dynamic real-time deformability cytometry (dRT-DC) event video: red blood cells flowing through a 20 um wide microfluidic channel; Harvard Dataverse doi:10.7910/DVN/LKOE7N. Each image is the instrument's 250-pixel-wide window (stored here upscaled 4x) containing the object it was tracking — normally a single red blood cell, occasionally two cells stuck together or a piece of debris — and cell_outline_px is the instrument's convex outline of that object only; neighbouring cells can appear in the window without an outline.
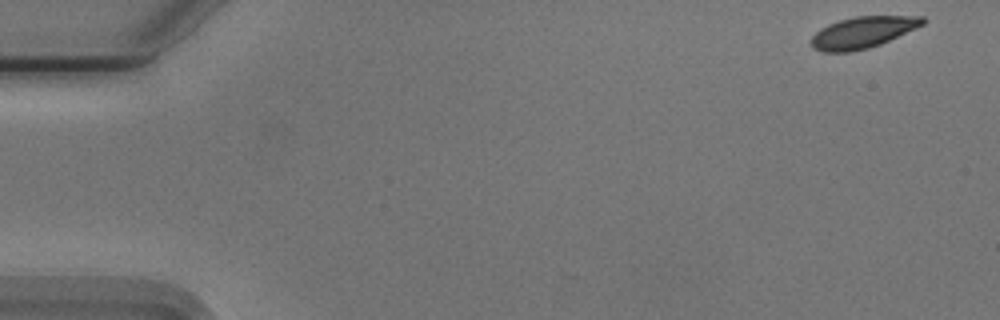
{"species": "Egyptian fruit bat (a non-hibernating species)", "species_latin": "Rousettus aegyptiacus", "temperature_condition": "cold", "stored_images_in_passage": 6, "camera_frame_rate_fps": 3000, "um_per_image_px": 0.085, "animal": {"sex": "male"}, "frame": {"image": 1, "passage_image": 1, "time_ms": 0.0, "image_size_px": [1000, 320], "cell_outline_px": [[928, 20], [924, 24], [880, 44], [868, 48], [848, 52], [824, 52], [812, 48], [812, 36], [820, 28], [828, 24], [840, 20], [856, 16], [924, 16]], "centroid_in_image_um": [73.33, 2.74], "position_along_channel_um": 11.7, "area_um2": 20.29}}